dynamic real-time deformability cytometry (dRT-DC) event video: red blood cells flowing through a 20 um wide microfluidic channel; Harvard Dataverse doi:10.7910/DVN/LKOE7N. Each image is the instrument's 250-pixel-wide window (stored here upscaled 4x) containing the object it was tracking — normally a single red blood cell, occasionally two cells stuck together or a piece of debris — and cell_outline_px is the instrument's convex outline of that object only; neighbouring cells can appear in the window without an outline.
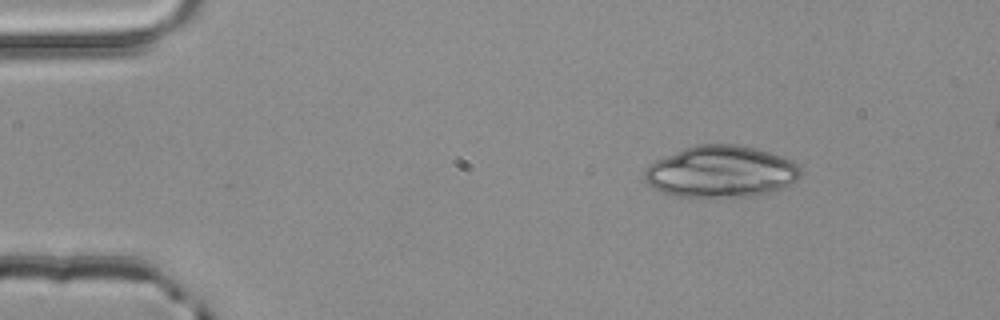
{"species": "common noctule bat (a hibernating species)", "species_latin": "Nyctalus noctula", "temperature_condition": "room temperature", "stored_images_in_passage": 3, "segment_of_instrument_passage": [1, 2], "camera_frame_rate_fps": 3000, "um_per_image_px": 0.085, "animal": {"sex": "male", "body_mass_g": 20.4}, "frame": {"image": 1, "passage_image": 1, "time_ms": 0.0, "image_size_px": [1000, 320], "cell_outline_px": [[804, 172], [792, 184], [784, 188], [756, 196], [672, 196], [648, 184], [644, 180], [644, 172], [648, 164], [656, 160], [684, 148], [696, 144], [736, 144], [756, 148], [792, 160]], "centroid_in_image_um": [61.3, 14.58], "position_along_channel_um": 23.7, "area_um2": 46.99}}